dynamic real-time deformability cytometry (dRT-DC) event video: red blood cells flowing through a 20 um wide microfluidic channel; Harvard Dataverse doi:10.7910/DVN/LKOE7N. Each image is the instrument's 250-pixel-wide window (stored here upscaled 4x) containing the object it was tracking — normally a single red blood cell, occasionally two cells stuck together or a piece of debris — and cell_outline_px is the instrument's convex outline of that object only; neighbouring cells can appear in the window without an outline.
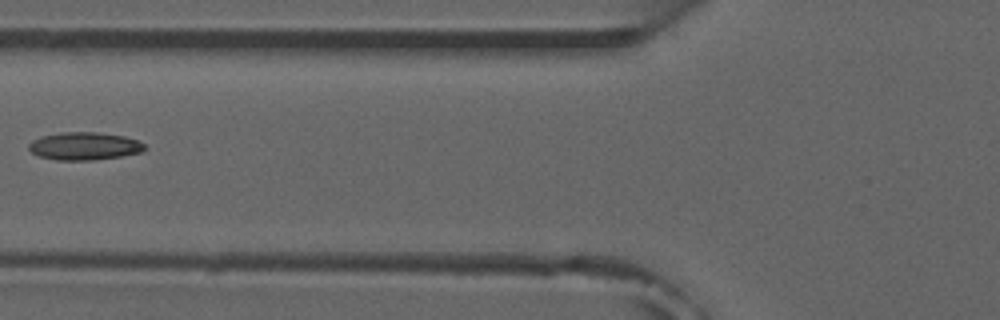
{"species": "common noctule bat (a hibernating species)", "species_latin": "Nyctalus noctula", "temperature_condition": "room temperature", "stored_images_in_passage": 7, "camera_frame_rate_fps": 3000, "um_per_image_px": 0.085, "animal": {"sex": "male", "forearm_length_mm": 52.5}, "frame": {"image": 1, "passage_image": 6, "time_ms": 6.667, "image_size_px": [1000, 320], "cell_outline_px": [[148, 148], [140, 152], [120, 156], [92, 160], [56, 160], [40, 156], [32, 152], [28, 148], [28, 144], [32, 140], [40, 136], [60, 132], [96, 132], [124, 136], [136, 140], [144, 144]], "centroid_in_image_um": [7.14, 12.41], "position_along_channel_um": 118.7, "area_um2": 18.73}}
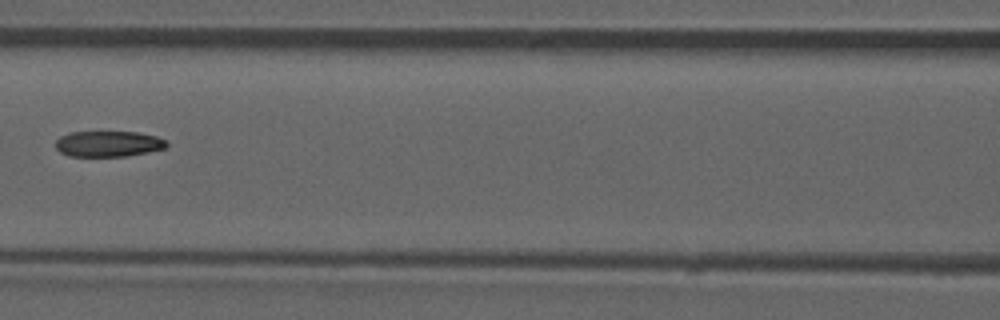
{"frame": {"image": 2, "passage_image": 7, "time_ms": 7.667, "image_size_px": [1000, 320], "cell_outline_px": [[168, 144], [164, 148], [148, 152], [128, 156], [68, 156], [60, 152], [56, 148], [56, 140], [60, 136], [68, 132], [136, 132], [156, 136], [168, 140]], "centroid_in_image_um": [9.2, 12.22], "position_along_channel_um": 157.4, "area_um2": 16.76}}